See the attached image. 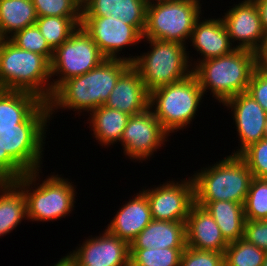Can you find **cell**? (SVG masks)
I'll return each mask as SVG.
<instances>
[{
    "instance_id": "12",
    "label": "cell",
    "mask_w": 267,
    "mask_h": 266,
    "mask_svg": "<svg viewBox=\"0 0 267 266\" xmlns=\"http://www.w3.org/2000/svg\"><path fill=\"white\" fill-rule=\"evenodd\" d=\"M181 178L167 179L157 186L141 187L149 202L152 219L186 222L195 204L194 183L190 175Z\"/></svg>"
},
{
    "instance_id": "19",
    "label": "cell",
    "mask_w": 267,
    "mask_h": 266,
    "mask_svg": "<svg viewBox=\"0 0 267 266\" xmlns=\"http://www.w3.org/2000/svg\"><path fill=\"white\" fill-rule=\"evenodd\" d=\"M133 196H129L130 199L123 202L121 207L116 210L114 217H111L112 220L105 226L108 232L125 240L129 245L152 221L146 195L139 189V192Z\"/></svg>"
},
{
    "instance_id": "3",
    "label": "cell",
    "mask_w": 267,
    "mask_h": 266,
    "mask_svg": "<svg viewBox=\"0 0 267 266\" xmlns=\"http://www.w3.org/2000/svg\"><path fill=\"white\" fill-rule=\"evenodd\" d=\"M255 68L254 52L234 49L227 55L199 62L192 69V73L197 78L205 98L210 94L215 100L213 102L221 106L227 99L247 92Z\"/></svg>"
},
{
    "instance_id": "27",
    "label": "cell",
    "mask_w": 267,
    "mask_h": 266,
    "mask_svg": "<svg viewBox=\"0 0 267 266\" xmlns=\"http://www.w3.org/2000/svg\"><path fill=\"white\" fill-rule=\"evenodd\" d=\"M37 19L32 0H0V32L5 39L35 25Z\"/></svg>"
},
{
    "instance_id": "22",
    "label": "cell",
    "mask_w": 267,
    "mask_h": 266,
    "mask_svg": "<svg viewBox=\"0 0 267 266\" xmlns=\"http://www.w3.org/2000/svg\"><path fill=\"white\" fill-rule=\"evenodd\" d=\"M149 0H89L82 7V17H119L142 36L146 27Z\"/></svg>"
},
{
    "instance_id": "26",
    "label": "cell",
    "mask_w": 267,
    "mask_h": 266,
    "mask_svg": "<svg viewBox=\"0 0 267 266\" xmlns=\"http://www.w3.org/2000/svg\"><path fill=\"white\" fill-rule=\"evenodd\" d=\"M26 220L24 192L13 181H0V238L16 231Z\"/></svg>"
},
{
    "instance_id": "30",
    "label": "cell",
    "mask_w": 267,
    "mask_h": 266,
    "mask_svg": "<svg viewBox=\"0 0 267 266\" xmlns=\"http://www.w3.org/2000/svg\"><path fill=\"white\" fill-rule=\"evenodd\" d=\"M265 253L243 238L229 242L224 252V266H262Z\"/></svg>"
},
{
    "instance_id": "15",
    "label": "cell",
    "mask_w": 267,
    "mask_h": 266,
    "mask_svg": "<svg viewBox=\"0 0 267 266\" xmlns=\"http://www.w3.org/2000/svg\"><path fill=\"white\" fill-rule=\"evenodd\" d=\"M221 17L235 49L256 52L265 37L260 13L254 0H233ZM238 2V3H237Z\"/></svg>"
},
{
    "instance_id": "41",
    "label": "cell",
    "mask_w": 267,
    "mask_h": 266,
    "mask_svg": "<svg viewBox=\"0 0 267 266\" xmlns=\"http://www.w3.org/2000/svg\"><path fill=\"white\" fill-rule=\"evenodd\" d=\"M64 255L65 256H61V258H59V261L57 260L55 263H51L50 266H76L67 254Z\"/></svg>"
},
{
    "instance_id": "44",
    "label": "cell",
    "mask_w": 267,
    "mask_h": 266,
    "mask_svg": "<svg viewBox=\"0 0 267 266\" xmlns=\"http://www.w3.org/2000/svg\"><path fill=\"white\" fill-rule=\"evenodd\" d=\"M4 37L2 36V34H1V32H0V47H1V45H2V42L4 41Z\"/></svg>"
},
{
    "instance_id": "10",
    "label": "cell",
    "mask_w": 267,
    "mask_h": 266,
    "mask_svg": "<svg viewBox=\"0 0 267 266\" xmlns=\"http://www.w3.org/2000/svg\"><path fill=\"white\" fill-rule=\"evenodd\" d=\"M170 136L150 108L130 116L119 141L126 159L143 163L154 159V154L166 147ZM163 147V148H162ZM152 158V159H151Z\"/></svg>"
},
{
    "instance_id": "5",
    "label": "cell",
    "mask_w": 267,
    "mask_h": 266,
    "mask_svg": "<svg viewBox=\"0 0 267 266\" xmlns=\"http://www.w3.org/2000/svg\"><path fill=\"white\" fill-rule=\"evenodd\" d=\"M230 153L190 174L195 202L227 200L244 205L253 175L239 155Z\"/></svg>"
},
{
    "instance_id": "43",
    "label": "cell",
    "mask_w": 267,
    "mask_h": 266,
    "mask_svg": "<svg viewBox=\"0 0 267 266\" xmlns=\"http://www.w3.org/2000/svg\"><path fill=\"white\" fill-rule=\"evenodd\" d=\"M262 266H267V251L265 253L264 262H263Z\"/></svg>"
},
{
    "instance_id": "25",
    "label": "cell",
    "mask_w": 267,
    "mask_h": 266,
    "mask_svg": "<svg viewBox=\"0 0 267 266\" xmlns=\"http://www.w3.org/2000/svg\"><path fill=\"white\" fill-rule=\"evenodd\" d=\"M195 204L203 207L214 218L228 243L243 238L246 221L243 204L227 200L195 202Z\"/></svg>"
},
{
    "instance_id": "37",
    "label": "cell",
    "mask_w": 267,
    "mask_h": 266,
    "mask_svg": "<svg viewBox=\"0 0 267 266\" xmlns=\"http://www.w3.org/2000/svg\"><path fill=\"white\" fill-rule=\"evenodd\" d=\"M247 93L267 112V71L255 68L248 85Z\"/></svg>"
},
{
    "instance_id": "8",
    "label": "cell",
    "mask_w": 267,
    "mask_h": 266,
    "mask_svg": "<svg viewBox=\"0 0 267 266\" xmlns=\"http://www.w3.org/2000/svg\"><path fill=\"white\" fill-rule=\"evenodd\" d=\"M202 8L196 0H149L143 38L187 46L195 21L205 13Z\"/></svg>"
},
{
    "instance_id": "45",
    "label": "cell",
    "mask_w": 267,
    "mask_h": 266,
    "mask_svg": "<svg viewBox=\"0 0 267 266\" xmlns=\"http://www.w3.org/2000/svg\"><path fill=\"white\" fill-rule=\"evenodd\" d=\"M265 138H267V120H266V125H265Z\"/></svg>"
},
{
    "instance_id": "7",
    "label": "cell",
    "mask_w": 267,
    "mask_h": 266,
    "mask_svg": "<svg viewBox=\"0 0 267 266\" xmlns=\"http://www.w3.org/2000/svg\"><path fill=\"white\" fill-rule=\"evenodd\" d=\"M149 45L147 52L135 53L131 65L140 74L145 87L152 90L183 80L192 74L188 58L189 47L179 42L143 38L141 44ZM146 43V44H145Z\"/></svg>"
},
{
    "instance_id": "9",
    "label": "cell",
    "mask_w": 267,
    "mask_h": 266,
    "mask_svg": "<svg viewBox=\"0 0 267 266\" xmlns=\"http://www.w3.org/2000/svg\"><path fill=\"white\" fill-rule=\"evenodd\" d=\"M105 59L96 43L79 26L54 50L51 61L52 95L64 81L89 72Z\"/></svg>"
},
{
    "instance_id": "13",
    "label": "cell",
    "mask_w": 267,
    "mask_h": 266,
    "mask_svg": "<svg viewBox=\"0 0 267 266\" xmlns=\"http://www.w3.org/2000/svg\"><path fill=\"white\" fill-rule=\"evenodd\" d=\"M49 126L50 123H20L19 129L0 131L4 149L26 173L44 168Z\"/></svg>"
},
{
    "instance_id": "4",
    "label": "cell",
    "mask_w": 267,
    "mask_h": 266,
    "mask_svg": "<svg viewBox=\"0 0 267 266\" xmlns=\"http://www.w3.org/2000/svg\"><path fill=\"white\" fill-rule=\"evenodd\" d=\"M0 89L29 92L48 103L52 98L51 62L4 39L0 47Z\"/></svg>"
},
{
    "instance_id": "1",
    "label": "cell",
    "mask_w": 267,
    "mask_h": 266,
    "mask_svg": "<svg viewBox=\"0 0 267 266\" xmlns=\"http://www.w3.org/2000/svg\"><path fill=\"white\" fill-rule=\"evenodd\" d=\"M131 65L123 59H105L89 72L69 78L53 93L48 102L50 120L59 111L75 112L74 117L86 116L105 105L120 75Z\"/></svg>"
},
{
    "instance_id": "35",
    "label": "cell",
    "mask_w": 267,
    "mask_h": 266,
    "mask_svg": "<svg viewBox=\"0 0 267 266\" xmlns=\"http://www.w3.org/2000/svg\"><path fill=\"white\" fill-rule=\"evenodd\" d=\"M180 266H224V253L197 250L186 246L181 256Z\"/></svg>"
},
{
    "instance_id": "20",
    "label": "cell",
    "mask_w": 267,
    "mask_h": 266,
    "mask_svg": "<svg viewBox=\"0 0 267 266\" xmlns=\"http://www.w3.org/2000/svg\"><path fill=\"white\" fill-rule=\"evenodd\" d=\"M150 92L140 74L130 65L119 77L105 106L130 116L149 108Z\"/></svg>"
},
{
    "instance_id": "11",
    "label": "cell",
    "mask_w": 267,
    "mask_h": 266,
    "mask_svg": "<svg viewBox=\"0 0 267 266\" xmlns=\"http://www.w3.org/2000/svg\"><path fill=\"white\" fill-rule=\"evenodd\" d=\"M80 26L107 59H123L132 62L135 56L128 54L127 48L129 51L136 46L139 48V43L141 44L143 39V36L133 26L125 24L119 17L111 15L81 17Z\"/></svg>"
},
{
    "instance_id": "17",
    "label": "cell",
    "mask_w": 267,
    "mask_h": 266,
    "mask_svg": "<svg viewBox=\"0 0 267 266\" xmlns=\"http://www.w3.org/2000/svg\"><path fill=\"white\" fill-rule=\"evenodd\" d=\"M48 103L24 91L0 89V131L19 129L20 123H51Z\"/></svg>"
},
{
    "instance_id": "14",
    "label": "cell",
    "mask_w": 267,
    "mask_h": 266,
    "mask_svg": "<svg viewBox=\"0 0 267 266\" xmlns=\"http://www.w3.org/2000/svg\"><path fill=\"white\" fill-rule=\"evenodd\" d=\"M67 255L76 266H130V246L106 229L84 237Z\"/></svg>"
},
{
    "instance_id": "29",
    "label": "cell",
    "mask_w": 267,
    "mask_h": 266,
    "mask_svg": "<svg viewBox=\"0 0 267 266\" xmlns=\"http://www.w3.org/2000/svg\"><path fill=\"white\" fill-rule=\"evenodd\" d=\"M184 249H130V266H180Z\"/></svg>"
},
{
    "instance_id": "6",
    "label": "cell",
    "mask_w": 267,
    "mask_h": 266,
    "mask_svg": "<svg viewBox=\"0 0 267 266\" xmlns=\"http://www.w3.org/2000/svg\"><path fill=\"white\" fill-rule=\"evenodd\" d=\"M204 97L203 90L192 73L183 80L152 90L149 108L162 128L173 136L175 132L191 128L196 116H199L197 113L200 107H203Z\"/></svg>"
},
{
    "instance_id": "39",
    "label": "cell",
    "mask_w": 267,
    "mask_h": 266,
    "mask_svg": "<svg viewBox=\"0 0 267 266\" xmlns=\"http://www.w3.org/2000/svg\"><path fill=\"white\" fill-rule=\"evenodd\" d=\"M256 68L267 71V33L255 52Z\"/></svg>"
},
{
    "instance_id": "2",
    "label": "cell",
    "mask_w": 267,
    "mask_h": 266,
    "mask_svg": "<svg viewBox=\"0 0 267 266\" xmlns=\"http://www.w3.org/2000/svg\"><path fill=\"white\" fill-rule=\"evenodd\" d=\"M42 171L26 173L13 181L24 192L28 222L53 223L70 217L78 200L77 185L56 170L43 179Z\"/></svg>"
},
{
    "instance_id": "28",
    "label": "cell",
    "mask_w": 267,
    "mask_h": 266,
    "mask_svg": "<svg viewBox=\"0 0 267 266\" xmlns=\"http://www.w3.org/2000/svg\"><path fill=\"white\" fill-rule=\"evenodd\" d=\"M81 17H38L35 25L46 39L49 46L55 50L80 26Z\"/></svg>"
},
{
    "instance_id": "24",
    "label": "cell",
    "mask_w": 267,
    "mask_h": 266,
    "mask_svg": "<svg viewBox=\"0 0 267 266\" xmlns=\"http://www.w3.org/2000/svg\"><path fill=\"white\" fill-rule=\"evenodd\" d=\"M88 116L84 123L89 125L87 128L91 131V138H94L93 141H97L101 148H107V150L119 144L130 118V115L105 105L96 108Z\"/></svg>"
},
{
    "instance_id": "34",
    "label": "cell",
    "mask_w": 267,
    "mask_h": 266,
    "mask_svg": "<svg viewBox=\"0 0 267 266\" xmlns=\"http://www.w3.org/2000/svg\"><path fill=\"white\" fill-rule=\"evenodd\" d=\"M38 17H82V8L74 0H32Z\"/></svg>"
},
{
    "instance_id": "42",
    "label": "cell",
    "mask_w": 267,
    "mask_h": 266,
    "mask_svg": "<svg viewBox=\"0 0 267 266\" xmlns=\"http://www.w3.org/2000/svg\"><path fill=\"white\" fill-rule=\"evenodd\" d=\"M82 8L89 0H74Z\"/></svg>"
},
{
    "instance_id": "23",
    "label": "cell",
    "mask_w": 267,
    "mask_h": 266,
    "mask_svg": "<svg viewBox=\"0 0 267 266\" xmlns=\"http://www.w3.org/2000/svg\"><path fill=\"white\" fill-rule=\"evenodd\" d=\"M129 246L130 249L186 248V222L152 219Z\"/></svg>"
},
{
    "instance_id": "16",
    "label": "cell",
    "mask_w": 267,
    "mask_h": 266,
    "mask_svg": "<svg viewBox=\"0 0 267 266\" xmlns=\"http://www.w3.org/2000/svg\"><path fill=\"white\" fill-rule=\"evenodd\" d=\"M227 113L232 116V124L236 132V146L233 155H239L244 149L265 137L267 112L247 92H243L227 99L223 104ZM231 110V111H230ZM231 112V113H230ZM237 148V149H236Z\"/></svg>"
},
{
    "instance_id": "36",
    "label": "cell",
    "mask_w": 267,
    "mask_h": 266,
    "mask_svg": "<svg viewBox=\"0 0 267 266\" xmlns=\"http://www.w3.org/2000/svg\"><path fill=\"white\" fill-rule=\"evenodd\" d=\"M243 239L267 251V220H246Z\"/></svg>"
},
{
    "instance_id": "31",
    "label": "cell",
    "mask_w": 267,
    "mask_h": 266,
    "mask_svg": "<svg viewBox=\"0 0 267 266\" xmlns=\"http://www.w3.org/2000/svg\"><path fill=\"white\" fill-rule=\"evenodd\" d=\"M243 207L246 220H267V179H252Z\"/></svg>"
},
{
    "instance_id": "18",
    "label": "cell",
    "mask_w": 267,
    "mask_h": 266,
    "mask_svg": "<svg viewBox=\"0 0 267 266\" xmlns=\"http://www.w3.org/2000/svg\"><path fill=\"white\" fill-rule=\"evenodd\" d=\"M203 14L195 21L192 34L189 40L190 49L195 50L196 54L187 51L192 69L199 63L207 59L220 57L231 53L233 47L221 16ZM192 55H191V54ZM195 55V57H193ZM199 55V58H198ZM197 56V59H196Z\"/></svg>"
},
{
    "instance_id": "38",
    "label": "cell",
    "mask_w": 267,
    "mask_h": 266,
    "mask_svg": "<svg viewBox=\"0 0 267 266\" xmlns=\"http://www.w3.org/2000/svg\"><path fill=\"white\" fill-rule=\"evenodd\" d=\"M26 172L8 155L0 138V181H14Z\"/></svg>"
},
{
    "instance_id": "21",
    "label": "cell",
    "mask_w": 267,
    "mask_h": 266,
    "mask_svg": "<svg viewBox=\"0 0 267 266\" xmlns=\"http://www.w3.org/2000/svg\"><path fill=\"white\" fill-rule=\"evenodd\" d=\"M186 246L221 253L228 246L214 218L196 204L191 207L186 220Z\"/></svg>"
},
{
    "instance_id": "46",
    "label": "cell",
    "mask_w": 267,
    "mask_h": 266,
    "mask_svg": "<svg viewBox=\"0 0 267 266\" xmlns=\"http://www.w3.org/2000/svg\"><path fill=\"white\" fill-rule=\"evenodd\" d=\"M196 1H198L200 3L202 2V5L205 4V3H203L204 2L203 0H196Z\"/></svg>"
},
{
    "instance_id": "32",
    "label": "cell",
    "mask_w": 267,
    "mask_h": 266,
    "mask_svg": "<svg viewBox=\"0 0 267 266\" xmlns=\"http://www.w3.org/2000/svg\"><path fill=\"white\" fill-rule=\"evenodd\" d=\"M23 50L45 56L52 61L54 50L49 46L36 25L26 27L9 38Z\"/></svg>"
},
{
    "instance_id": "40",
    "label": "cell",
    "mask_w": 267,
    "mask_h": 266,
    "mask_svg": "<svg viewBox=\"0 0 267 266\" xmlns=\"http://www.w3.org/2000/svg\"><path fill=\"white\" fill-rule=\"evenodd\" d=\"M261 18L263 30L267 33V0H254Z\"/></svg>"
},
{
    "instance_id": "33",
    "label": "cell",
    "mask_w": 267,
    "mask_h": 266,
    "mask_svg": "<svg viewBox=\"0 0 267 266\" xmlns=\"http://www.w3.org/2000/svg\"><path fill=\"white\" fill-rule=\"evenodd\" d=\"M239 156L248 166L253 178L267 179V138L251 144Z\"/></svg>"
}]
</instances>
